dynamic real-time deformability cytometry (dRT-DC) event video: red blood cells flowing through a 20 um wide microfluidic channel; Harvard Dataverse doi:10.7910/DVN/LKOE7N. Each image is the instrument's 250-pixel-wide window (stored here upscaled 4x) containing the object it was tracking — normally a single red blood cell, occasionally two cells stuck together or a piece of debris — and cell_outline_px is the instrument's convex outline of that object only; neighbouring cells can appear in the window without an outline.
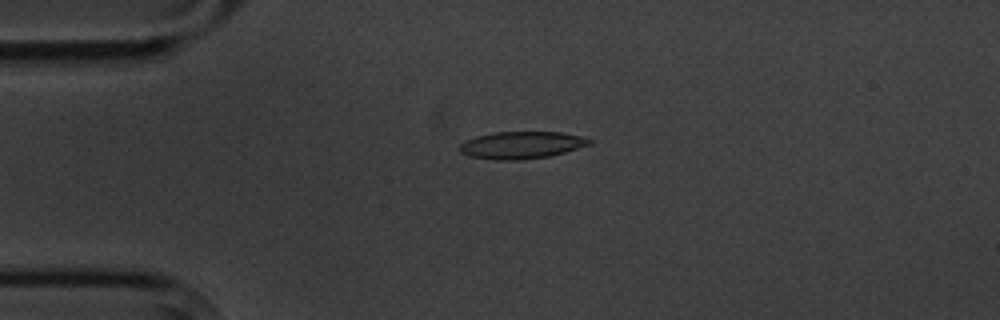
{"species": "common noctule bat (a hibernating species)", "species_latin": "Nyctalus noctula", "temperature_condition": "cold", "stored_images_in_passage": 2, "camera_frame_rate_fps": 3000, "um_per_image_px": 0.085, "animal": {"sex": "male", "body_mass_g": 20.1, "forearm_length_mm": 53.5}, "frame": {"image": 1, "passage_image": 2, "time_ms": 2.0, "image_size_px": [1000, 320], "cell_outline_px": [[596, 140], [592, 144], [564, 152], [548, 156], [520, 160], [496, 160], [472, 156], [460, 152], [460, 144], [464, 140], [476, 136], [496, 132], [560, 132], [580, 136]], "centroid_in_image_um": [44.35, 12.32], "position_along_channel_um": 40.6, "area_um2": 20.52}}